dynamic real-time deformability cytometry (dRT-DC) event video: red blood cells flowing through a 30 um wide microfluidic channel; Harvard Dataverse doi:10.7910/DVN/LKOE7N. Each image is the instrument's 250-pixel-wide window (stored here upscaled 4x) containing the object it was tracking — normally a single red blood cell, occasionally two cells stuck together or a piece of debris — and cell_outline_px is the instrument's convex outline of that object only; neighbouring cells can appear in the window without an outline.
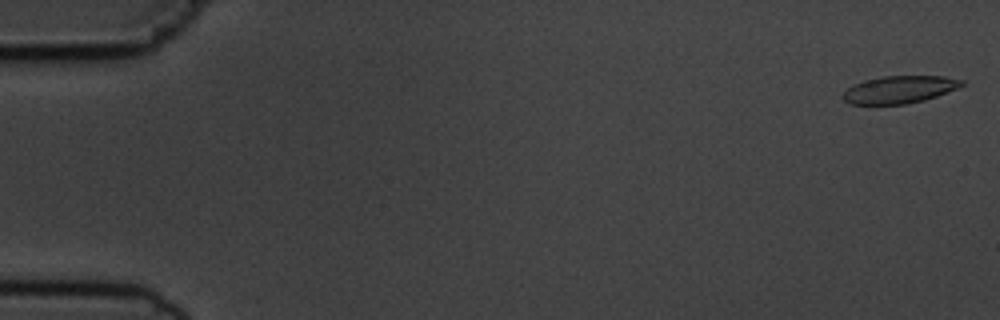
{"species": "common noctule bat (a hibernating species)", "species_latin": "Nyctalus noctula", "temperature_condition": "cold", "stored_images_in_passage": 4, "camera_frame_rate_fps": 3000, "um_per_image_px": 0.085, "animal": {"sex": "male", "body_mass_g": 19.5, "forearm_length_mm": 54.6}, "frame": {"image": 1, "passage_image": 1, "time_ms": 0.0, "image_size_px": [1000, 320], "cell_outline_px": [[964, 84], [956, 88], [936, 96], [924, 100], [904, 104], [852, 104], [844, 100], [844, 92], [852, 84], [864, 80], [884, 76], [944, 76], [964, 80]], "centroid_in_image_um": [76.45, 7.6], "position_along_channel_um": 8.6, "area_um2": 18.79}}